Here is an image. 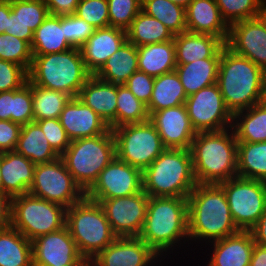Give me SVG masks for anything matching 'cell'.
Returning a JSON list of instances; mask_svg holds the SVG:
<instances>
[{
	"mask_svg": "<svg viewBox=\"0 0 266 266\" xmlns=\"http://www.w3.org/2000/svg\"><path fill=\"white\" fill-rule=\"evenodd\" d=\"M32 58L31 47L26 41L6 33L0 34V59L20 65L28 72Z\"/></svg>",
	"mask_w": 266,
	"mask_h": 266,
	"instance_id": "41",
	"label": "cell"
},
{
	"mask_svg": "<svg viewBox=\"0 0 266 266\" xmlns=\"http://www.w3.org/2000/svg\"><path fill=\"white\" fill-rule=\"evenodd\" d=\"M264 73L248 58L222 49L217 84L232 115L262 102Z\"/></svg>",
	"mask_w": 266,
	"mask_h": 266,
	"instance_id": "2",
	"label": "cell"
},
{
	"mask_svg": "<svg viewBox=\"0 0 266 266\" xmlns=\"http://www.w3.org/2000/svg\"><path fill=\"white\" fill-rule=\"evenodd\" d=\"M176 64L211 58L225 43L208 34L184 32L174 36Z\"/></svg>",
	"mask_w": 266,
	"mask_h": 266,
	"instance_id": "27",
	"label": "cell"
},
{
	"mask_svg": "<svg viewBox=\"0 0 266 266\" xmlns=\"http://www.w3.org/2000/svg\"><path fill=\"white\" fill-rule=\"evenodd\" d=\"M187 95L176 71L154 78L152 97L147 107L150 115L161 109L185 104Z\"/></svg>",
	"mask_w": 266,
	"mask_h": 266,
	"instance_id": "34",
	"label": "cell"
},
{
	"mask_svg": "<svg viewBox=\"0 0 266 266\" xmlns=\"http://www.w3.org/2000/svg\"><path fill=\"white\" fill-rule=\"evenodd\" d=\"M33 266H85L68 228L41 235L32 241Z\"/></svg>",
	"mask_w": 266,
	"mask_h": 266,
	"instance_id": "16",
	"label": "cell"
},
{
	"mask_svg": "<svg viewBox=\"0 0 266 266\" xmlns=\"http://www.w3.org/2000/svg\"><path fill=\"white\" fill-rule=\"evenodd\" d=\"M261 16L266 20V7H264Z\"/></svg>",
	"mask_w": 266,
	"mask_h": 266,
	"instance_id": "60",
	"label": "cell"
},
{
	"mask_svg": "<svg viewBox=\"0 0 266 266\" xmlns=\"http://www.w3.org/2000/svg\"><path fill=\"white\" fill-rule=\"evenodd\" d=\"M65 226L87 262L117 238L102 206L86 197L66 209Z\"/></svg>",
	"mask_w": 266,
	"mask_h": 266,
	"instance_id": "8",
	"label": "cell"
},
{
	"mask_svg": "<svg viewBox=\"0 0 266 266\" xmlns=\"http://www.w3.org/2000/svg\"><path fill=\"white\" fill-rule=\"evenodd\" d=\"M237 144L232 127L196 133L190 152L197 183L220 184L237 176Z\"/></svg>",
	"mask_w": 266,
	"mask_h": 266,
	"instance_id": "3",
	"label": "cell"
},
{
	"mask_svg": "<svg viewBox=\"0 0 266 266\" xmlns=\"http://www.w3.org/2000/svg\"><path fill=\"white\" fill-rule=\"evenodd\" d=\"M225 46L224 44L211 58L199 59L187 64H177L175 71L187 97L202 88L217 83L221 51Z\"/></svg>",
	"mask_w": 266,
	"mask_h": 266,
	"instance_id": "26",
	"label": "cell"
},
{
	"mask_svg": "<svg viewBox=\"0 0 266 266\" xmlns=\"http://www.w3.org/2000/svg\"><path fill=\"white\" fill-rule=\"evenodd\" d=\"M109 26L127 30L142 10V0H107Z\"/></svg>",
	"mask_w": 266,
	"mask_h": 266,
	"instance_id": "43",
	"label": "cell"
},
{
	"mask_svg": "<svg viewBox=\"0 0 266 266\" xmlns=\"http://www.w3.org/2000/svg\"><path fill=\"white\" fill-rule=\"evenodd\" d=\"M225 45L266 72V20L262 16L230 25Z\"/></svg>",
	"mask_w": 266,
	"mask_h": 266,
	"instance_id": "17",
	"label": "cell"
},
{
	"mask_svg": "<svg viewBox=\"0 0 266 266\" xmlns=\"http://www.w3.org/2000/svg\"><path fill=\"white\" fill-rule=\"evenodd\" d=\"M116 157L142 172L166 149L161 137L148 120L112 129Z\"/></svg>",
	"mask_w": 266,
	"mask_h": 266,
	"instance_id": "10",
	"label": "cell"
},
{
	"mask_svg": "<svg viewBox=\"0 0 266 266\" xmlns=\"http://www.w3.org/2000/svg\"><path fill=\"white\" fill-rule=\"evenodd\" d=\"M149 121L158 131L166 149H190L196 136L185 104L155 111Z\"/></svg>",
	"mask_w": 266,
	"mask_h": 266,
	"instance_id": "19",
	"label": "cell"
},
{
	"mask_svg": "<svg viewBox=\"0 0 266 266\" xmlns=\"http://www.w3.org/2000/svg\"><path fill=\"white\" fill-rule=\"evenodd\" d=\"M185 12L187 32L212 35L226 43L229 26L223 20L215 0H192Z\"/></svg>",
	"mask_w": 266,
	"mask_h": 266,
	"instance_id": "22",
	"label": "cell"
},
{
	"mask_svg": "<svg viewBox=\"0 0 266 266\" xmlns=\"http://www.w3.org/2000/svg\"><path fill=\"white\" fill-rule=\"evenodd\" d=\"M149 120L147 107L125 84L117 85L116 128Z\"/></svg>",
	"mask_w": 266,
	"mask_h": 266,
	"instance_id": "39",
	"label": "cell"
},
{
	"mask_svg": "<svg viewBox=\"0 0 266 266\" xmlns=\"http://www.w3.org/2000/svg\"><path fill=\"white\" fill-rule=\"evenodd\" d=\"M80 0H43L49 13L55 16H67L75 14Z\"/></svg>",
	"mask_w": 266,
	"mask_h": 266,
	"instance_id": "52",
	"label": "cell"
},
{
	"mask_svg": "<svg viewBox=\"0 0 266 266\" xmlns=\"http://www.w3.org/2000/svg\"><path fill=\"white\" fill-rule=\"evenodd\" d=\"M66 209L30 193L19 195L12 199L11 226L33 241L65 227Z\"/></svg>",
	"mask_w": 266,
	"mask_h": 266,
	"instance_id": "9",
	"label": "cell"
},
{
	"mask_svg": "<svg viewBox=\"0 0 266 266\" xmlns=\"http://www.w3.org/2000/svg\"><path fill=\"white\" fill-rule=\"evenodd\" d=\"M32 84L27 81L21 88L14 90L13 122L20 125L34 122Z\"/></svg>",
	"mask_w": 266,
	"mask_h": 266,
	"instance_id": "45",
	"label": "cell"
},
{
	"mask_svg": "<svg viewBox=\"0 0 266 266\" xmlns=\"http://www.w3.org/2000/svg\"><path fill=\"white\" fill-rule=\"evenodd\" d=\"M148 201L149 196L142 190L126 197L103 199L99 204L117 237H138L146 218Z\"/></svg>",
	"mask_w": 266,
	"mask_h": 266,
	"instance_id": "15",
	"label": "cell"
},
{
	"mask_svg": "<svg viewBox=\"0 0 266 266\" xmlns=\"http://www.w3.org/2000/svg\"><path fill=\"white\" fill-rule=\"evenodd\" d=\"M138 51V71L151 77H159L175 71L176 55L174 39L170 41L141 45Z\"/></svg>",
	"mask_w": 266,
	"mask_h": 266,
	"instance_id": "28",
	"label": "cell"
},
{
	"mask_svg": "<svg viewBox=\"0 0 266 266\" xmlns=\"http://www.w3.org/2000/svg\"><path fill=\"white\" fill-rule=\"evenodd\" d=\"M185 107L196 133L218 132L232 127L233 115L226 108L217 83L188 96Z\"/></svg>",
	"mask_w": 266,
	"mask_h": 266,
	"instance_id": "13",
	"label": "cell"
},
{
	"mask_svg": "<svg viewBox=\"0 0 266 266\" xmlns=\"http://www.w3.org/2000/svg\"><path fill=\"white\" fill-rule=\"evenodd\" d=\"M158 258L160 256L139 237H117L88 263L91 266H152Z\"/></svg>",
	"mask_w": 266,
	"mask_h": 266,
	"instance_id": "18",
	"label": "cell"
},
{
	"mask_svg": "<svg viewBox=\"0 0 266 266\" xmlns=\"http://www.w3.org/2000/svg\"><path fill=\"white\" fill-rule=\"evenodd\" d=\"M250 231L254 242L259 246L266 247V209Z\"/></svg>",
	"mask_w": 266,
	"mask_h": 266,
	"instance_id": "55",
	"label": "cell"
},
{
	"mask_svg": "<svg viewBox=\"0 0 266 266\" xmlns=\"http://www.w3.org/2000/svg\"><path fill=\"white\" fill-rule=\"evenodd\" d=\"M28 193L65 208H70L85 197L61 157L51 162L36 164L33 183Z\"/></svg>",
	"mask_w": 266,
	"mask_h": 266,
	"instance_id": "12",
	"label": "cell"
},
{
	"mask_svg": "<svg viewBox=\"0 0 266 266\" xmlns=\"http://www.w3.org/2000/svg\"><path fill=\"white\" fill-rule=\"evenodd\" d=\"M153 84L154 77L141 71L134 72L125 83L134 96L146 106L152 97Z\"/></svg>",
	"mask_w": 266,
	"mask_h": 266,
	"instance_id": "49",
	"label": "cell"
},
{
	"mask_svg": "<svg viewBox=\"0 0 266 266\" xmlns=\"http://www.w3.org/2000/svg\"><path fill=\"white\" fill-rule=\"evenodd\" d=\"M142 181L149 197L187 198L198 184L190 149H165L142 172Z\"/></svg>",
	"mask_w": 266,
	"mask_h": 266,
	"instance_id": "5",
	"label": "cell"
},
{
	"mask_svg": "<svg viewBox=\"0 0 266 266\" xmlns=\"http://www.w3.org/2000/svg\"><path fill=\"white\" fill-rule=\"evenodd\" d=\"M219 185L237 228L250 231L266 209V182L235 176Z\"/></svg>",
	"mask_w": 266,
	"mask_h": 266,
	"instance_id": "11",
	"label": "cell"
},
{
	"mask_svg": "<svg viewBox=\"0 0 266 266\" xmlns=\"http://www.w3.org/2000/svg\"><path fill=\"white\" fill-rule=\"evenodd\" d=\"M169 1L186 8L192 0H169Z\"/></svg>",
	"mask_w": 266,
	"mask_h": 266,
	"instance_id": "58",
	"label": "cell"
},
{
	"mask_svg": "<svg viewBox=\"0 0 266 266\" xmlns=\"http://www.w3.org/2000/svg\"><path fill=\"white\" fill-rule=\"evenodd\" d=\"M12 199L7 193L0 192V229L11 225Z\"/></svg>",
	"mask_w": 266,
	"mask_h": 266,
	"instance_id": "54",
	"label": "cell"
},
{
	"mask_svg": "<svg viewBox=\"0 0 266 266\" xmlns=\"http://www.w3.org/2000/svg\"><path fill=\"white\" fill-rule=\"evenodd\" d=\"M15 151L35 165L51 162L60 157L49 145L44 132L36 122L22 125Z\"/></svg>",
	"mask_w": 266,
	"mask_h": 266,
	"instance_id": "31",
	"label": "cell"
},
{
	"mask_svg": "<svg viewBox=\"0 0 266 266\" xmlns=\"http://www.w3.org/2000/svg\"><path fill=\"white\" fill-rule=\"evenodd\" d=\"M189 240L213 242L240 231L219 184H197L187 197ZM212 240V241H211Z\"/></svg>",
	"mask_w": 266,
	"mask_h": 266,
	"instance_id": "1",
	"label": "cell"
},
{
	"mask_svg": "<svg viewBox=\"0 0 266 266\" xmlns=\"http://www.w3.org/2000/svg\"><path fill=\"white\" fill-rule=\"evenodd\" d=\"M78 98L95 111L110 127L116 128L117 85L91 75Z\"/></svg>",
	"mask_w": 266,
	"mask_h": 266,
	"instance_id": "24",
	"label": "cell"
},
{
	"mask_svg": "<svg viewBox=\"0 0 266 266\" xmlns=\"http://www.w3.org/2000/svg\"><path fill=\"white\" fill-rule=\"evenodd\" d=\"M75 15L95 29L109 26L107 0H80Z\"/></svg>",
	"mask_w": 266,
	"mask_h": 266,
	"instance_id": "44",
	"label": "cell"
},
{
	"mask_svg": "<svg viewBox=\"0 0 266 266\" xmlns=\"http://www.w3.org/2000/svg\"><path fill=\"white\" fill-rule=\"evenodd\" d=\"M213 253L208 266H250L254 239L251 231H238L211 242Z\"/></svg>",
	"mask_w": 266,
	"mask_h": 266,
	"instance_id": "25",
	"label": "cell"
},
{
	"mask_svg": "<svg viewBox=\"0 0 266 266\" xmlns=\"http://www.w3.org/2000/svg\"><path fill=\"white\" fill-rule=\"evenodd\" d=\"M71 97L61 91L46 89L32 84L34 122L48 118L59 119Z\"/></svg>",
	"mask_w": 266,
	"mask_h": 266,
	"instance_id": "38",
	"label": "cell"
},
{
	"mask_svg": "<svg viewBox=\"0 0 266 266\" xmlns=\"http://www.w3.org/2000/svg\"><path fill=\"white\" fill-rule=\"evenodd\" d=\"M220 14L228 26L233 23L261 16L263 0H215Z\"/></svg>",
	"mask_w": 266,
	"mask_h": 266,
	"instance_id": "40",
	"label": "cell"
},
{
	"mask_svg": "<svg viewBox=\"0 0 266 266\" xmlns=\"http://www.w3.org/2000/svg\"><path fill=\"white\" fill-rule=\"evenodd\" d=\"M59 121L71 141L95 137L110 130L106 122L78 97L71 98L65 105Z\"/></svg>",
	"mask_w": 266,
	"mask_h": 266,
	"instance_id": "20",
	"label": "cell"
},
{
	"mask_svg": "<svg viewBox=\"0 0 266 266\" xmlns=\"http://www.w3.org/2000/svg\"><path fill=\"white\" fill-rule=\"evenodd\" d=\"M250 266H266V247L254 244Z\"/></svg>",
	"mask_w": 266,
	"mask_h": 266,
	"instance_id": "57",
	"label": "cell"
},
{
	"mask_svg": "<svg viewBox=\"0 0 266 266\" xmlns=\"http://www.w3.org/2000/svg\"><path fill=\"white\" fill-rule=\"evenodd\" d=\"M30 47L32 55L52 54L73 48L65 38L64 16L49 14L33 33Z\"/></svg>",
	"mask_w": 266,
	"mask_h": 266,
	"instance_id": "29",
	"label": "cell"
},
{
	"mask_svg": "<svg viewBox=\"0 0 266 266\" xmlns=\"http://www.w3.org/2000/svg\"><path fill=\"white\" fill-rule=\"evenodd\" d=\"M126 41L124 29L112 26L95 29L79 48L86 69L94 75Z\"/></svg>",
	"mask_w": 266,
	"mask_h": 266,
	"instance_id": "21",
	"label": "cell"
},
{
	"mask_svg": "<svg viewBox=\"0 0 266 266\" xmlns=\"http://www.w3.org/2000/svg\"><path fill=\"white\" fill-rule=\"evenodd\" d=\"M126 33L127 41L136 47L174 39V35L164 24L142 10L133 19Z\"/></svg>",
	"mask_w": 266,
	"mask_h": 266,
	"instance_id": "35",
	"label": "cell"
},
{
	"mask_svg": "<svg viewBox=\"0 0 266 266\" xmlns=\"http://www.w3.org/2000/svg\"><path fill=\"white\" fill-rule=\"evenodd\" d=\"M28 81V72L20 65L0 59V92L18 90Z\"/></svg>",
	"mask_w": 266,
	"mask_h": 266,
	"instance_id": "48",
	"label": "cell"
},
{
	"mask_svg": "<svg viewBox=\"0 0 266 266\" xmlns=\"http://www.w3.org/2000/svg\"><path fill=\"white\" fill-rule=\"evenodd\" d=\"M94 31L92 25L75 14L64 16L65 38L73 47L80 48Z\"/></svg>",
	"mask_w": 266,
	"mask_h": 266,
	"instance_id": "47",
	"label": "cell"
},
{
	"mask_svg": "<svg viewBox=\"0 0 266 266\" xmlns=\"http://www.w3.org/2000/svg\"><path fill=\"white\" fill-rule=\"evenodd\" d=\"M11 15V0L0 1V34L8 30V17Z\"/></svg>",
	"mask_w": 266,
	"mask_h": 266,
	"instance_id": "56",
	"label": "cell"
},
{
	"mask_svg": "<svg viewBox=\"0 0 266 266\" xmlns=\"http://www.w3.org/2000/svg\"><path fill=\"white\" fill-rule=\"evenodd\" d=\"M237 176L266 182V141L238 142Z\"/></svg>",
	"mask_w": 266,
	"mask_h": 266,
	"instance_id": "36",
	"label": "cell"
},
{
	"mask_svg": "<svg viewBox=\"0 0 266 266\" xmlns=\"http://www.w3.org/2000/svg\"><path fill=\"white\" fill-rule=\"evenodd\" d=\"M137 61V47L126 41L94 75L103 81L123 85L138 71Z\"/></svg>",
	"mask_w": 266,
	"mask_h": 266,
	"instance_id": "30",
	"label": "cell"
},
{
	"mask_svg": "<svg viewBox=\"0 0 266 266\" xmlns=\"http://www.w3.org/2000/svg\"><path fill=\"white\" fill-rule=\"evenodd\" d=\"M187 218V198L149 197L146 218L138 237L162 257L170 249L173 251L172 247L178 246L180 240L189 238Z\"/></svg>",
	"mask_w": 266,
	"mask_h": 266,
	"instance_id": "4",
	"label": "cell"
},
{
	"mask_svg": "<svg viewBox=\"0 0 266 266\" xmlns=\"http://www.w3.org/2000/svg\"><path fill=\"white\" fill-rule=\"evenodd\" d=\"M32 56L28 81L36 86L61 91L71 98L78 97L81 88L92 75L76 47L63 52Z\"/></svg>",
	"mask_w": 266,
	"mask_h": 266,
	"instance_id": "6",
	"label": "cell"
},
{
	"mask_svg": "<svg viewBox=\"0 0 266 266\" xmlns=\"http://www.w3.org/2000/svg\"><path fill=\"white\" fill-rule=\"evenodd\" d=\"M232 128L237 142L266 141V104L261 102L233 115Z\"/></svg>",
	"mask_w": 266,
	"mask_h": 266,
	"instance_id": "33",
	"label": "cell"
},
{
	"mask_svg": "<svg viewBox=\"0 0 266 266\" xmlns=\"http://www.w3.org/2000/svg\"><path fill=\"white\" fill-rule=\"evenodd\" d=\"M14 114V90L0 92V120H11Z\"/></svg>",
	"mask_w": 266,
	"mask_h": 266,
	"instance_id": "53",
	"label": "cell"
},
{
	"mask_svg": "<svg viewBox=\"0 0 266 266\" xmlns=\"http://www.w3.org/2000/svg\"><path fill=\"white\" fill-rule=\"evenodd\" d=\"M11 12L33 32L50 14L43 0H11Z\"/></svg>",
	"mask_w": 266,
	"mask_h": 266,
	"instance_id": "42",
	"label": "cell"
},
{
	"mask_svg": "<svg viewBox=\"0 0 266 266\" xmlns=\"http://www.w3.org/2000/svg\"><path fill=\"white\" fill-rule=\"evenodd\" d=\"M143 190L142 171L115 157L99 174L85 197L100 203L103 199L126 197Z\"/></svg>",
	"mask_w": 266,
	"mask_h": 266,
	"instance_id": "14",
	"label": "cell"
},
{
	"mask_svg": "<svg viewBox=\"0 0 266 266\" xmlns=\"http://www.w3.org/2000/svg\"><path fill=\"white\" fill-rule=\"evenodd\" d=\"M75 183L86 193L100 172L116 157L113 131L95 137L72 140L60 156Z\"/></svg>",
	"mask_w": 266,
	"mask_h": 266,
	"instance_id": "7",
	"label": "cell"
},
{
	"mask_svg": "<svg viewBox=\"0 0 266 266\" xmlns=\"http://www.w3.org/2000/svg\"><path fill=\"white\" fill-rule=\"evenodd\" d=\"M264 7H266V0H263Z\"/></svg>",
	"mask_w": 266,
	"mask_h": 266,
	"instance_id": "62",
	"label": "cell"
},
{
	"mask_svg": "<svg viewBox=\"0 0 266 266\" xmlns=\"http://www.w3.org/2000/svg\"><path fill=\"white\" fill-rule=\"evenodd\" d=\"M5 33L18 37L31 45L34 32L18 19L17 14L11 12L8 17V30Z\"/></svg>",
	"mask_w": 266,
	"mask_h": 266,
	"instance_id": "51",
	"label": "cell"
},
{
	"mask_svg": "<svg viewBox=\"0 0 266 266\" xmlns=\"http://www.w3.org/2000/svg\"><path fill=\"white\" fill-rule=\"evenodd\" d=\"M142 11L158 19L174 36L187 31L185 8L169 0H142Z\"/></svg>",
	"mask_w": 266,
	"mask_h": 266,
	"instance_id": "37",
	"label": "cell"
},
{
	"mask_svg": "<svg viewBox=\"0 0 266 266\" xmlns=\"http://www.w3.org/2000/svg\"><path fill=\"white\" fill-rule=\"evenodd\" d=\"M36 165L16 151L0 153V175L3 192L12 198L28 193Z\"/></svg>",
	"mask_w": 266,
	"mask_h": 266,
	"instance_id": "23",
	"label": "cell"
},
{
	"mask_svg": "<svg viewBox=\"0 0 266 266\" xmlns=\"http://www.w3.org/2000/svg\"><path fill=\"white\" fill-rule=\"evenodd\" d=\"M35 122L41 127L49 145L61 156L70 145L71 140L67 136L59 119L48 118Z\"/></svg>",
	"mask_w": 266,
	"mask_h": 266,
	"instance_id": "46",
	"label": "cell"
},
{
	"mask_svg": "<svg viewBox=\"0 0 266 266\" xmlns=\"http://www.w3.org/2000/svg\"><path fill=\"white\" fill-rule=\"evenodd\" d=\"M3 191V186H2V180H1V175H0V192Z\"/></svg>",
	"mask_w": 266,
	"mask_h": 266,
	"instance_id": "61",
	"label": "cell"
},
{
	"mask_svg": "<svg viewBox=\"0 0 266 266\" xmlns=\"http://www.w3.org/2000/svg\"><path fill=\"white\" fill-rule=\"evenodd\" d=\"M22 125L11 120H0V153L15 151Z\"/></svg>",
	"mask_w": 266,
	"mask_h": 266,
	"instance_id": "50",
	"label": "cell"
},
{
	"mask_svg": "<svg viewBox=\"0 0 266 266\" xmlns=\"http://www.w3.org/2000/svg\"><path fill=\"white\" fill-rule=\"evenodd\" d=\"M263 103L266 104V72L264 73V85H263Z\"/></svg>",
	"mask_w": 266,
	"mask_h": 266,
	"instance_id": "59",
	"label": "cell"
},
{
	"mask_svg": "<svg viewBox=\"0 0 266 266\" xmlns=\"http://www.w3.org/2000/svg\"><path fill=\"white\" fill-rule=\"evenodd\" d=\"M0 266H33L32 241L11 225L0 229Z\"/></svg>",
	"mask_w": 266,
	"mask_h": 266,
	"instance_id": "32",
	"label": "cell"
}]
</instances>
